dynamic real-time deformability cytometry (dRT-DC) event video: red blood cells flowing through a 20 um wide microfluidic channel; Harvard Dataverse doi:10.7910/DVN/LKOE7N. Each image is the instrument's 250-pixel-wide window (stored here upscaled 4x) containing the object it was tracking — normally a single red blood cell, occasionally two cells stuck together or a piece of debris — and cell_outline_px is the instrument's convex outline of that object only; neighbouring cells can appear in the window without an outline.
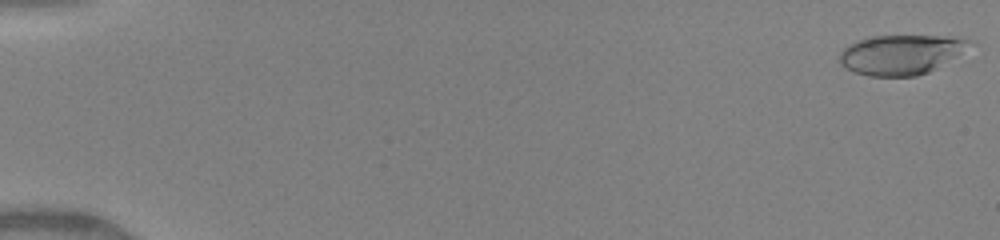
{"species": "human", "species_latin": "Homo sapiens", "temperature_condition": "warm", "stored_images_in_passage": 13, "camera_frame_rate_fps": 3000, "um_per_image_px": 0.085, "donor": {"sex": "female"}, "frame": {"image": 1, "passage_image": 1, "time_ms": 0.0, "image_size_px": [1000, 240], "cell_outline_px": [[976, 40], [928, 72], [916, 76], [868, 76], [844, 68], [840, 64], [840, 52], [844, 48], [856, 40], [872, 36], [964, 36]], "centroid_in_image_um": [76.53, 4.62], "position_along_channel_um": 8.5, "area_um2": 29.71}}
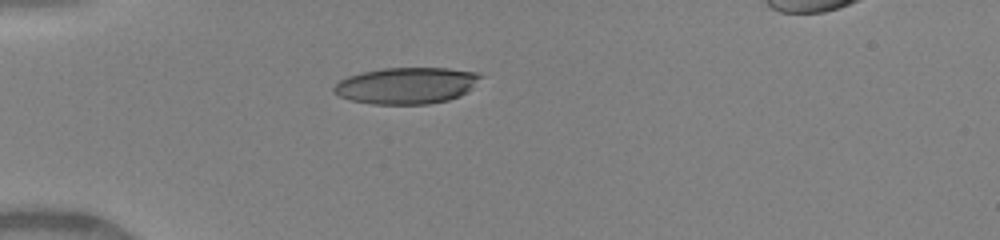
{"frame": {"image": 2, "passage_image": 9, "time_ms": 4.667, "image_size_px": [1000, 240], "cell_outline_px": [[484, 76], [468, 92], [460, 96], [448, 100], [428, 104], [372, 104], [352, 100], [340, 96], [332, 92], [332, 88], [340, 80], [348, 76], [360, 72], [384, 68], [448, 68], [480, 72]], "centroid_in_image_um": [34.59, 7.26], "position_along_channel_um": 50.4, "area_um2": 31.44}}
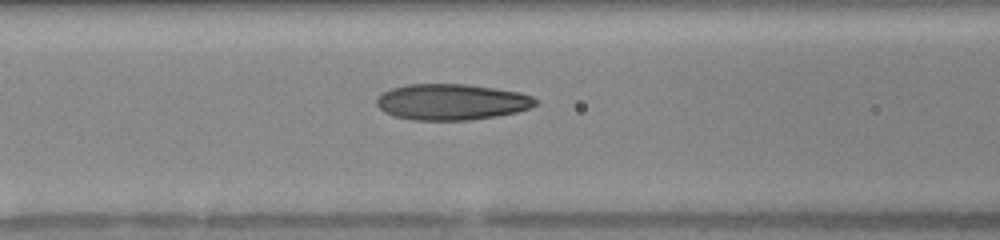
{"frame": {"image": 3, "passage_image": 13, "time_ms": 7.0, "image_size_px": [1000, 240], "cell_outline_px": [[540, 100], [536, 104], [528, 108], [516, 112], [496, 116], [468, 120], [412, 120], [396, 116], [384, 112], [376, 104], [376, 100], [384, 92], [392, 88], [408, 84], [464, 84], [496, 88], [520, 92], [532, 96]], "centroid_in_image_um": [38.41, 8.66], "position_along_channel_um": 128.2, "area_um2": 33.29}}